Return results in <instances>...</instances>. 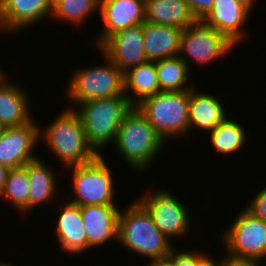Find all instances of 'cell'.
<instances>
[{"instance_id": "obj_1", "label": "cell", "mask_w": 266, "mask_h": 266, "mask_svg": "<svg viewBox=\"0 0 266 266\" xmlns=\"http://www.w3.org/2000/svg\"><path fill=\"white\" fill-rule=\"evenodd\" d=\"M46 125L39 128V139L45 141L63 168L86 164L98 156L88 144L81 118L74 109L65 107Z\"/></svg>"}, {"instance_id": "obj_2", "label": "cell", "mask_w": 266, "mask_h": 266, "mask_svg": "<svg viewBox=\"0 0 266 266\" xmlns=\"http://www.w3.org/2000/svg\"><path fill=\"white\" fill-rule=\"evenodd\" d=\"M118 242L130 252L150 261L168 257L174 247L173 242L156 227L149 212L137 198L124 210H120Z\"/></svg>"}, {"instance_id": "obj_3", "label": "cell", "mask_w": 266, "mask_h": 266, "mask_svg": "<svg viewBox=\"0 0 266 266\" xmlns=\"http://www.w3.org/2000/svg\"><path fill=\"white\" fill-rule=\"evenodd\" d=\"M112 144H115L118 154L127 165L138 173H143L162 153L160 151L166 142L137 107H133L120 124Z\"/></svg>"}, {"instance_id": "obj_4", "label": "cell", "mask_w": 266, "mask_h": 266, "mask_svg": "<svg viewBox=\"0 0 266 266\" xmlns=\"http://www.w3.org/2000/svg\"><path fill=\"white\" fill-rule=\"evenodd\" d=\"M133 107L125 95L92 99L76 106L88 144L98 155L115 141L120 124Z\"/></svg>"}, {"instance_id": "obj_5", "label": "cell", "mask_w": 266, "mask_h": 266, "mask_svg": "<svg viewBox=\"0 0 266 266\" xmlns=\"http://www.w3.org/2000/svg\"><path fill=\"white\" fill-rule=\"evenodd\" d=\"M189 98L190 90L161 91L144 99L136 107L167 143V139L189 134Z\"/></svg>"}, {"instance_id": "obj_6", "label": "cell", "mask_w": 266, "mask_h": 266, "mask_svg": "<svg viewBox=\"0 0 266 266\" xmlns=\"http://www.w3.org/2000/svg\"><path fill=\"white\" fill-rule=\"evenodd\" d=\"M102 56L106 63L72 71L66 90L73 104L69 108L75 109L76 105L92 99L124 95V73L107 56Z\"/></svg>"}, {"instance_id": "obj_7", "label": "cell", "mask_w": 266, "mask_h": 266, "mask_svg": "<svg viewBox=\"0 0 266 266\" xmlns=\"http://www.w3.org/2000/svg\"><path fill=\"white\" fill-rule=\"evenodd\" d=\"M102 155L78 166L68 167L75 197L68 202L79 205H117L113 171Z\"/></svg>"}, {"instance_id": "obj_8", "label": "cell", "mask_w": 266, "mask_h": 266, "mask_svg": "<svg viewBox=\"0 0 266 266\" xmlns=\"http://www.w3.org/2000/svg\"><path fill=\"white\" fill-rule=\"evenodd\" d=\"M222 232L220 240L226 253L264 263L266 260V222L245 208Z\"/></svg>"}, {"instance_id": "obj_9", "label": "cell", "mask_w": 266, "mask_h": 266, "mask_svg": "<svg viewBox=\"0 0 266 266\" xmlns=\"http://www.w3.org/2000/svg\"><path fill=\"white\" fill-rule=\"evenodd\" d=\"M234 47L236 46L217 29L208 26L202 20H197L183 30L178 56L191 70V60L198 65L208 66L212 62L226 57Z\"/></svg>"}, {"instance_id": "obj_10", "label": "cell", "mask_w": 266, "mask_h": 266, "mask_svg": "<svg viewBox=\"0 0 266 266\" xmlns=\"http://www.w3.org/2000/svg\"><path fill=\"white\" fill-rule=\"evenodd\" d=\"M153 191H147L145 196L141 195L137 200L149 212L156 227L170 241H173V237L186 238L192 225L186 206L166 188Z\"/></svg>"}, {"instance_id": "obj_11", "label": "cell", "mask_w": 266, "mask_h": 266, "mask_svg": "<svg viewBox=\"0 0 266 266\" xmlns=\"http://www.w3.org/2000/svg\"><path fill=\"white\" fill-rule=\"evenodd\" d=\"M143 24L123 29L109 36L98 48L123 73L147 60L144 52Z\"/></svg>"}, {"instance_id": "obj_12", "label": "cell", "mask_w": 266, "mask_h": 266, "mask_svg": "<svg viewBox=\"0 0 266 266\" xmlns=\"http://www.w3.org/2000/svg\"><path fill=\"white\" fill-rule=\"evenodd\" d=\"M40 123L34 120L19 126L7 127L0 136V164L9 169L25 166L28 162L38 158L35 152L39 139Z\"/></svg>"}, {"instance_id": "obj_13", "label": "cell", "mask_w": 266, "mask_h": 266, "mask_svg": "<svg viewBox=\"0 0 266 266\" xmlns=\"http://www.w3.org/2000/svg\"><path fill=\"white\" fill-rule=\"evenodd\" d=\"M99 11L104 26L94 41L97 48L115 32L146 22L145 0H99Z\"/></svg>"}, {"instance_id": "obj_14", "label": "cell", "mask_w": 266, "mask_h": 266, "mask_svg": "<svg viewBox=\"0 0 266 266\" xmlns=\"http://www.w3.org/2000/svg\"><path fill=\"white\" fill-rule=\"evenodd\" d=\"M51 15L48 0H0V32L15 34Z\"/></svg>"}, {"instance_id": "obj_15", "label": "cell", "mask_w": 266, "mask_h": 266, "mask_svg": "<svg viewBox=\"0 0 266 266\" xmlns=\"http://www.w3.org/2000/svg\"><path fill=\"white\" fill-rule=\"evenodd\" d=\"M118 205L80 206V214L87 236V249L103 245L112 238L118 242Z\"/></svg>"}, {"instance_id": "obj_16", "label": "cell", "mask_w": 266, "mask_h": 266, "mask_svg": "<svg viewBox=\"0 0 266 266\" xmlns=\"http://www.w3.org/2000/svg\"><path fill=\"white\" fill-rule=\"evenodd\" d=\"M251 11L237 0H215L211 10L202 21L217 29L235 46L245 38L246 28Z\"/></svg>"}, {"instance_id": "obj_17", "label": "cell", "mask_w": 266, "mask_h": 266, "mask_svg": "<svg viewBox=\"0 0 266 266\" xmlns=\"http://www.w3.org/2000/svg\"><path fill=\"white\" fill-rule=\"evenodd\" d=\"M0 72V121L6 127H19L31 122L29 91ZM17 83V84H16ZM30 104V105H29ZM31 113V114H30Z\"/></svg>"}, {"instance_id": "obj_18", "label": "cell", "mask_w": 266, "mask_h": 266, "mask_svg": "<svg viewBox=\"0 0 266 266\" xmlns=\"http://www.w3.org/2000/svg\"><path fill=\"white\" fill-rule=\"evenodd\" d=\"M60 213L56 219L57 242L60 244L61 251L68 255H79L87 251V236L85 226L80 214V206L66 202L61 204Z\"/></svg>"}, {"instance_id": "obj_19", "label": "cell", "mask_w": 266, "mask_h": 266, "mask_svg": "<svg viewBox=\"0 0 266 266\" xmlns=\"http://www.w3.org/2000/svg\"><path fill=\"white\" fill-rule=\"evenodd\" d=\"M196 90L195 86L190 90L189 132L199 130L208 133L229 115H226L225 106L219 100L220 98L211 93Z\"/></svg>"}, {"instance_id": "obj_20", "label": "cell", "mask_w": 266, "mask_h": 266, "mask_svg": "<svg viewBox=\"0 0 266 266\" xmlns=\"http://www.w3.org/2000/svg\"><path fill=\"white\" fill-rule=\"evenodd\" d=\"M183 30L169 25L143 24L144 52L148 61L177 56Z\"/></svg>"}, {"instance_id": "obj_21", "label": "cell", "mask_w": 266, "mask_h": 266, "mask_svg": "<svg viewBox=\"0 0 266 266\" xmlns=\"http://www.w3.org/2000/svg\"><path fill=\"white\" fill-rule=\"evenodd\" d=\"M41 158H36L28 162L24 167L27 169L29 177L28 212L36 209L39 205L48 204L53 200L58 191L60 182L57 179L55 170ZM57 187V188H56Z\"/></svg>"}, {"instance_id": "obj_22", "label": "cell", "mask_w": 266, "mask_h": 266, "mask_svg": "<svg viewBox=\"0 0 266 266\" xmlns=\"http://www.w3.org/2000/svg\"><path fill=\"white\" fill-rule=\"evenodd\" d=\"M146 21L185 30L197 21L185 0H145Z\"/></svg>"}, {"instance_id": "obj_23", "label": "cell", "mask_w": 266, "mask_h": 266, "mask_svg": "<svg viewBox=\"0 0 266 266\" xmlns=\"http://www.w3.org/2000/svg\"><path fill=\"white\" fill-rule=\"evenodd\" d=\"M160 92L156 62L146 61L124 72V95L134 107Z\"/></svg>"}, {"instance_id": "obj_24", "label": "cell", "mask_w": 266, "mask_h": 266, "mask_svg": "<svg viewBox=\"0 0 266 266\" xmlns=\"http://www.w3.org/2000/svg\"><path fill=\"white\" fill-rule=\"evenodd\" d=\"M156 71L161 91L181 92L194 86L188 82L191 77L188 65L178 55L156 61Z\"/></svg>"}, {"instance_id": "obj_25", "label": "cell", "mask_w": 266, "mask_h": 266, "mask_svg": "<svg viewBox=\"0 0 266 266\" xmlns=\"http://www.w3.org/2000/svg\"><path fill=\"white\" fill-rule=\"evenodd\" d=\"M208 133H210V144L221 155L239 152L247 138L243 125L229 117Z\"/></svg>"}, {"instance_id": "obj_26", "label": "cell", "mask_w": 266, "mask_h": 266, "mask_svg": "<svg viewBox=\"0 0 266 266\" xmlns=\"http://www.w3.org/2000/svg\"><path fill=\"white\" fill-rule=\"evenodd\" d=\"M29 186L28 172L24 166L9 169L0 200L3 198L20 213L27 214Z\"/></svg>"}, {"instance_id": "obj_27", "label": "cell", "mask_w": 266, "mask_h": 266, "mask_svg": "<svg viewBox=\"0 0 266 266\" xmlns=\"http://www.w3.org/2000/svg\"><path fill=\"white\" fill-rule=\"evenodd\" d=\"M98 10L99 0H61L52 8L51 18L82 27L85 20Z\"/></svg>"}, {"instance_id": "obj_28", "label": "cell", "mask_w": 266, "mask_h": 266, "mask_svg": "<svg viewBox=\"0 0 266 266\" xmlns=\"http://www.w3.org/2000/svg\"><path fill=\"white\" fill-rule=\"evenodd\" d=\"M175 249L172 248L169 258L174 262L175 266H198V263L207 255L197 249Z\"/></svg>"}, {"instance_id": "obj_29", "label": "cell", "mask_w": 266, "mask_h": 266, "mask_svg": "<svg viewBox=\"0 0 266 266\" xmlns=\"http://www.w3.org/2000/svg\"><path fill=\"white\" fill-rule=\"evenodd\" d=\"M251 202L244 206L245 209L253 216L266 222V186L258 191L252 198Z\"/></svg>"}, {"instance_id": "obj_30", "label": "cell", "mask_w": 266, "mask_h": 266, "mask_svg": "<svg viewBox=\"0 0 266 266\" xmlns=\"http://www.w3.org/2000/svg\"><path fill=\"white\" fill-rule=\"evenodd\" d=\"M197 20H202L211 10L215 0H185Z\"/></svg>"}, {"instance_id": "obj_31", "label": "cell", "mask_w": 266, "mask_h": 266, "mask_svg": "<svg viewBox=\"0 0 266 266\" xmlns=\"http://www.w3.org/2000/svg\"><path fill=\"white\" fill-rule=\"evenodd\" d=\"M220 266H261V263L257 260L237 257L226 253L223 254V258L220 260Z\"/></svg>"}, {"instance_id": "obj_32", "label": "cell", "mask_w": 266, "mask_h": 266, "mask_svg": "<svg viewBox=\"0 0 266 266\" xmlns=\"http://www.w3.org/2000/svg\"><path fill=\"white\" fill-rule=\"evenodd\" d=\"M146 266H175L174 262L169 258H162V259H155L152 261H149ZM145 266V265H144Z\"/></svg>"}, {"instance_id": "obj_33", "label": "cell", "mask_w": 266, "mask_h": 266, "mask_svg": "<svg viewBox=\"0 0 266 266\" xmlns=\"http://www.w3.org/2000/svg\"><path fill=\"white\" fill-rule=\"evenodd\" d=\"M9 168L0 164V195L3 193Z\"/></svg>"}, {"instance_id": "obj_34", "label": "cell", "mask_w": 266, "mask_h": 266, "mask_svg": "<svg viewBox=\"0 0 266 266\" xmlns=\"http://www.w3.org/2000/svg\"><path fill=\"white\" fill-rule=\"evenodd\" d=\"M220 259L216 261V258L214 259L210 255H206L199 263L198 266H220Z\"/></svg>"}, {"instance_id": "obj_35", "label": "cell", "mask_w": 266, "mask_h": 266, "mask_svg": "<svg viewBox=\"0 0 266 266\" xmlns=\"http://www.w3.org/2000/svg\"><path fill=\"white\" fill-rule=\"evenodd\" d=\"M244 7L252 11L253 7L256 5V0H237ZM255 3V4H254Z\"/></svg>"}, {"instance_id": "obj_36", "label": "cell", "mask_w": 266, "mask_h": 266, "mask_svg": "<svg viewBox=\"0 0 266 266\" xmlns=\"http://www.w3.org/2000/svg\"><path fill=\"white\" fill-rule=\"evenodd\" d=\"M7 127L0 121V136H2Z\"/></svg>"}, {"instance_id": "obj_37", "label": "cell", "mask_w": 266, "mask_h": 266, "mask_svg": "<svg viewBox=\"0 0 266 266\" xmlns=\"http://www.w3.org/2000/svg\"><path fill=\"white\" fill-rule=\"evenodd\" d=\"M61 0H48L49 5L53 8L56 4H58Z\"/></svg>"}, {"instance_id": "obj_38", "label": "cell", "mask_w": 266, "mask_h": 266, "mask_svg": "<svg viewBox=\"0 0 266 266\" xmlns=\"http://www.w3.org/2000/svg\"><path fill=\"white\" fill-rule=\"evenodd\" d=\"M0 266H14V265H12L9 262H5V261L3 262V261L0 260Z\"/></svg>"}]
</instances>
